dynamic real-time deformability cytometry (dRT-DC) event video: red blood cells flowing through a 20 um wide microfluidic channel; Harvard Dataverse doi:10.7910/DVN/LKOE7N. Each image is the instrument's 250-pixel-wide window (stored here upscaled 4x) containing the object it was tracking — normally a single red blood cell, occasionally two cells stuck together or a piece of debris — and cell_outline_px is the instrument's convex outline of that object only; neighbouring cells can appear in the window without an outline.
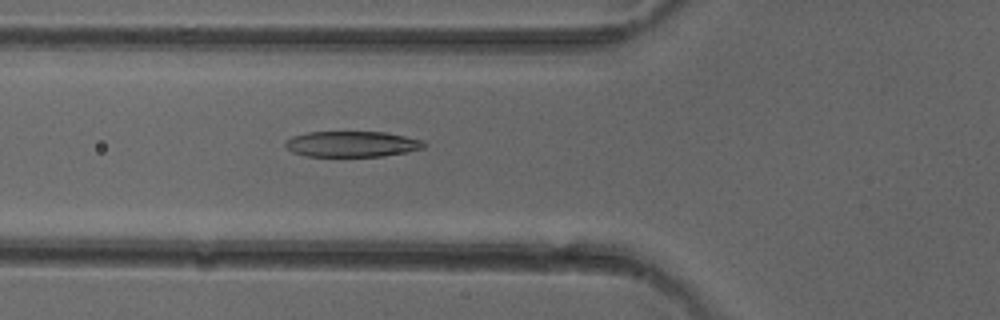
{"species": "common noctule bat (a hibernating species)", "species_latin": "Nyctalus noctula", "temperature_condition": "cold", "stored_images_in_passage": 51, "camera_frame_rate_fps": 3000, "um_per_image_px": 0.085, "animal": {"sex": "female"}, "frame": {"image": 1, "passage_image": 19, "time_ms": 6.0, "image_size_px": [1000, 320], "cell_outline_px": [[428, 144], [424, 148], [384, 156], [304, 156], [292, 152], [284, 144], [284, 140], [292, 136], [308, 132], [384, 132], [424, 140]], "centroid_in_image_um": [29.9, 12.24], "position_along_channel_um": 95.9, "area_um2": 20.87}}
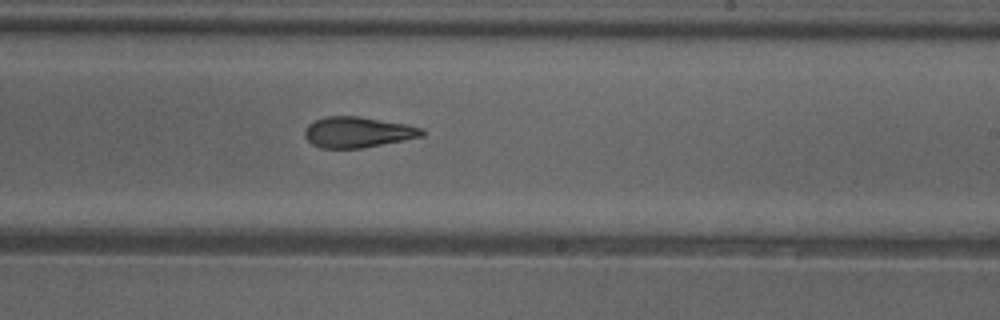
{"frame": {"image": 2, "passage_image": 31, "time_ms": 10.0, "image_size_px": [1000, 320], "cell_outline_px": [[424, 136], [364, 148], [320, 148], [312, 144], [304, 136], [304, 132], [308, 124], [324, 116], [360, 116], [408, 124], [424, 128]], "centroid_in_image_um": [30.43, 11.23], "position_along_channel_um": 258.6, "area_um2": 21.21}}
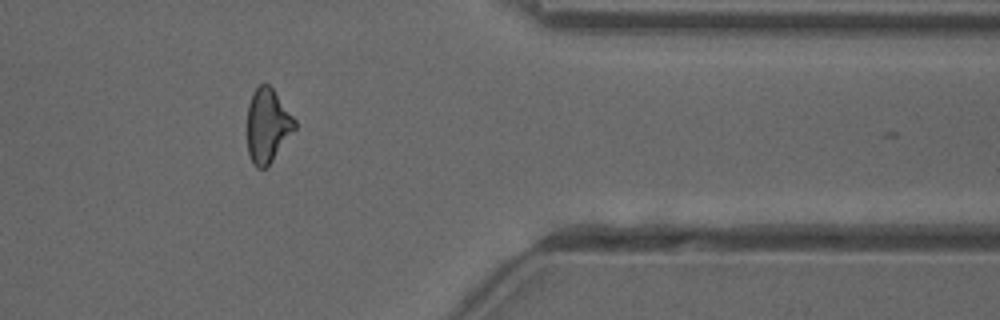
{"frame": {"image": 3, "passage_image": 42, "time_ms": 13.667, "image_size_px": [1000, 320], "cell_outline_px": [[296, 128], [272, 160], [264, 168], [256, 168], [252, 164], [248, 156], [248, 104], [252, 92], [260, 84], [268, 84], [272, 88], [296, 120]], "centroid_in_image_um": [22.73, 10.67], "position_along_channel_um": 388.7, "area_um2": 20.29}, "authors_computed_cell_mechanics": {"area_um2": 21.4438, "velocity_mm_per_s": 4.0558, "shape_relaxation_time_tau1_ms": 6.7381, "shape_relaxation_time_tau2_ms": 2.3914, "deformation_change_tau1": 0.2082, "deformation_change_tau2": 0.1163}}